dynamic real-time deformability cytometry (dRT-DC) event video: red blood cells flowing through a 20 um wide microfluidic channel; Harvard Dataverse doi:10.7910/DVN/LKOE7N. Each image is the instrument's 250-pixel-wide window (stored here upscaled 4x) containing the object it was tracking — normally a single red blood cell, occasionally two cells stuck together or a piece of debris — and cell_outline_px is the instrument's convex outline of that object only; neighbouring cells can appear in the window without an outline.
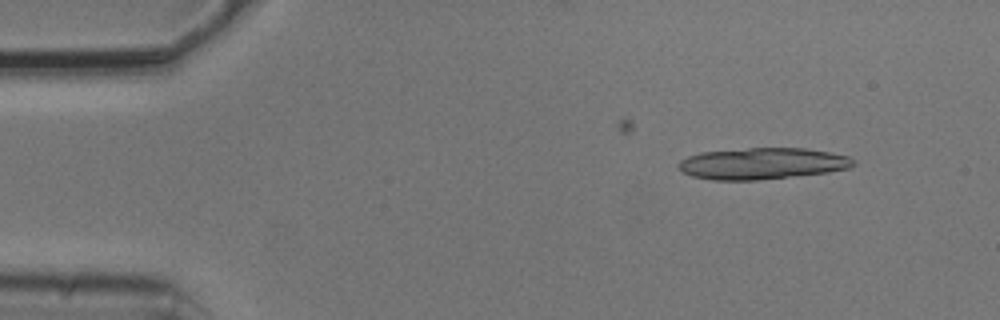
{"species": "common noctule bat (a hibernating species)", "species_latin": "Nyctalus noctula", "temperature_condition": "cold", "stored_images_in_passage": 5, "camera_frame_rate_fps": 3000, "um_per_image_px": 0.085, "animal": {"sex": "male", "body_mass_g": 20.5, "forearm_length_mm": 52.5}, "frame": {"image": 1, "passage_image": 1, "time_ms": 0.0, "image_size_px": [1000, 320], "cell_outline_px": [[856, 164], [852, 168], [828, 172], [756, 180], [712, 180], [692, 176], [684, 172], [676, 164], [680, 160], [688, 156], [700, 152], [748, 148], [804, 148], [828, 152], [848, 156]], "centroid_in_image_um": [64.78, 13.9], "position_along_channel_um": 20.2, "area_um2": 31.96}}
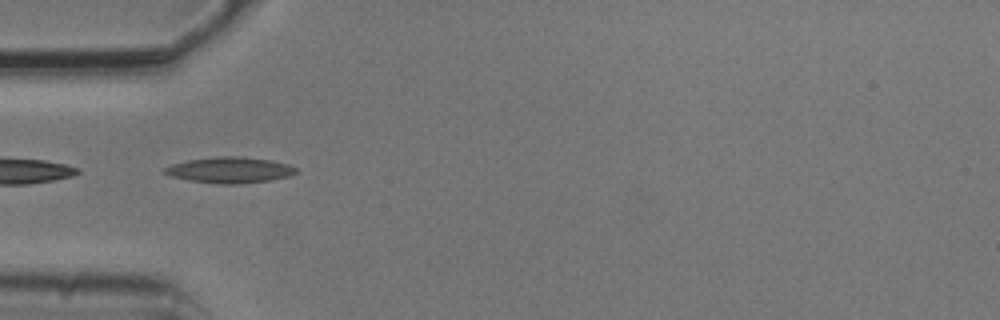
{"frame": {"image": 2, "passage_image": 4, "time_ms": 1.0, "image_size_px": [1000, 320], "cell_outline_px": [[296, 172], [288, 176], [268, 180], [236, 184], [220, 184], [188, 180], [172, 176], [164, 172], [164, 168], [172, 164], [188, 160], [216, 156], [240, 156], [272, 160], [288, 164], [296, 168]], "centroid_in_image_um": [19.52, 14.44], "position_along_channel_um": 65.5, "area_um2": 19.65}}
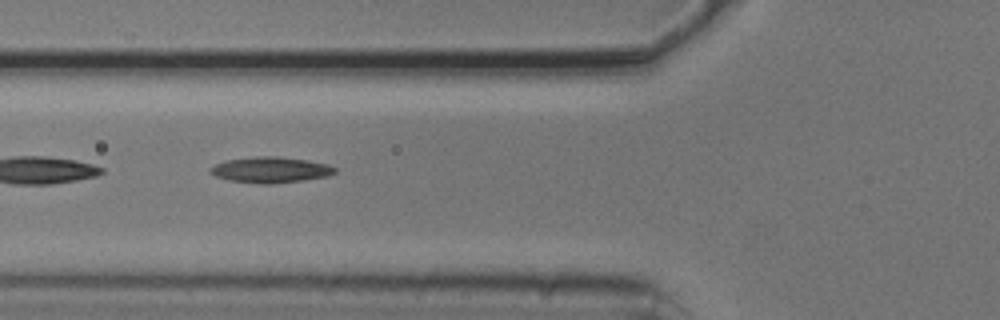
{"frame": {"image": 3, "passage_image": 5, "time_ms": 1.333, "image_size_px": [1000, 320], "cell_outline_px": [[336, 172], [328, 176], [304, 180], [272, 184], [260, 184], [228, 180], [216, 176], [208, 172], [216, 164], [228, 160], [256, 156], [280, 156], [308, 160], [328, 164], [336, 168]], "centroid_in_image_um": [23.03, 14.44], "position_along_channel_um": 102.8, "area_um2": 18.79}}